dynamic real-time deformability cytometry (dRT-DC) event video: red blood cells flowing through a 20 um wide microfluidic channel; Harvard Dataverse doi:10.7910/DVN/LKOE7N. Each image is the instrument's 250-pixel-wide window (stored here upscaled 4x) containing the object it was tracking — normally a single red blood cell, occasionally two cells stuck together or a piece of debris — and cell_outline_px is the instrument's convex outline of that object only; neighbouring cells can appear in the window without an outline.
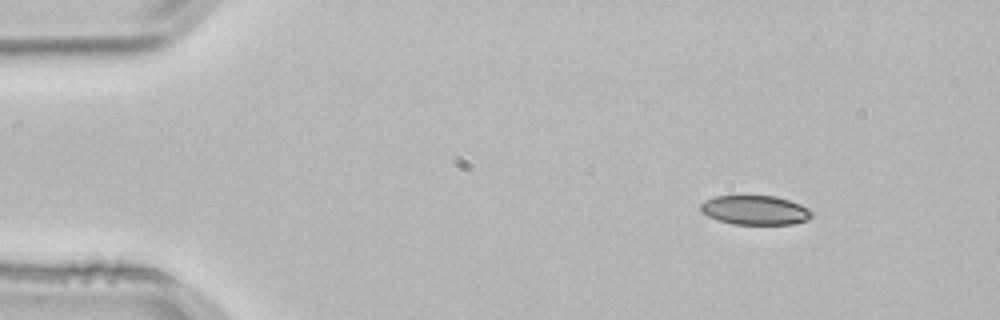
{"species": "common noctule bat (a hibernating species)", "species_latin": "Nyctalus noctula", "temperature_condition": "room temperature", "stored_images_in_passage": 47, "camera_frame_rate_fps": 3000, "um_per_image_px": 0.085, "animal": {"sex": "male", "body_mass_g": 21.5, "forearm_length_mm": 52.0}, "frame": {"image": 1, "passage_image": 1, "time_ms": 0.0, "image_size_px": [1000, 320], "cell_outline_px": [[812, 216], [808, 220], [792, 224], [732, 224], [716, 220], [700, 212], [700, 204], [704, 200], [716, 196], [776, 196], [800, 204], [808, 208], [812, 212]], "centroid_in_image_um": [64.15, 17.86], "position_along_channel_um": 20.8, "area_um2": 19.07}}
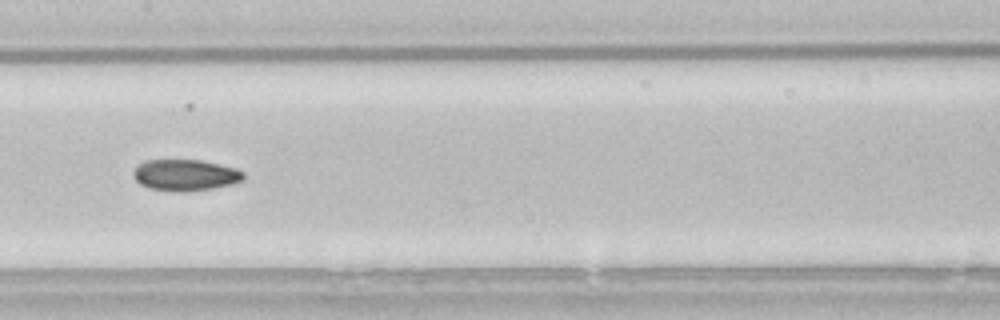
{"frame": {"image": 2, "passage_image": 21, "time_ms": 6.667, "image_size_px": [1000, 320], "cell_outline_px": [[244, 180], [232, 184], [212, 188], [184, 192], [172, 192], [152, 188], [140, 184], [136, 180], [132, 172], [140, 164], [148, 160], [200, 160], [236, 168], [244, 172]], "centroid_in_image_um": [15.78, 14.89], "position_along_channel_um": 191.6, "area_um2": 20.0}}
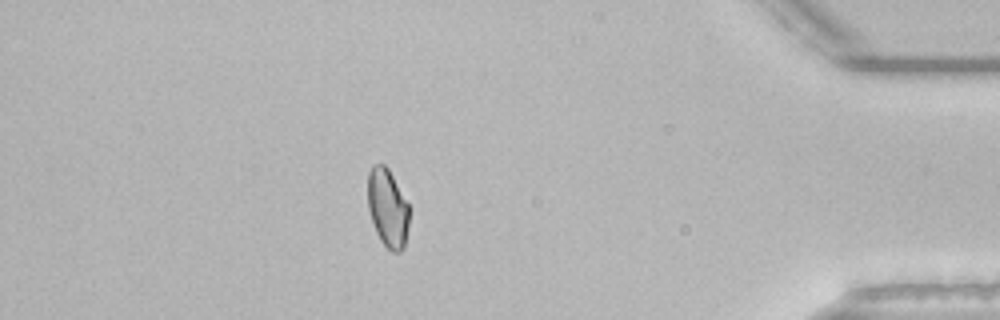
{"frame": {"image": 3, "passage_image": 41, "time_ms": 13.333, "image_size_px": [1000, 320], "cell_outline_px": [[408, 228], [404, 248], [400, 252], [392, 252], [380, 240], [376, 232], [368, 208], [368, 172], [372, 164], [384, 164], [388, 168], [408, 204]], "centroid_in_image_um": [32.94, 17.68], "position_along_channel_um": 402.3, "area_um2": 18.79}, "authors_computed_cell_mechanics": {"area_um2": 19.652, "velocity_mm_per_s": 3.83, "shape_relaxation_time_tau1_ms": 7.4202, "shape_relaxation_time_tau2_ms": 8.7328, "deformation_change_tau1": 0.1315, "deformation_change_tau2": 0.1304}}